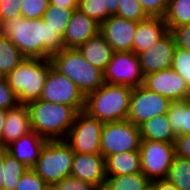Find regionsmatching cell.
<instances>
[{
	"label": "cell",
	"mask_w": 190,
	"mask_h": 190,
	"mask_svg": "<svg viewBox=\"0 0 190 190\" xmlns=\"http://www.w3.org/2000/svg\"><path fill=\"white\" fill-rule=\"evenodd\" d=\"M0 34L7 36L26 58L50 59L65 48L63 37L42 18H9L0 23Z\"/></svg>",
	"instance_id": "1"
},
{
	"label": "cell",
	"mask_w": 190,
	"mask_h": 190,
	"mask_svg": "<svg viewBox=\"0 0 190 190\" xmlns=\"http://www.w3.org/2000/svg\"><path fill=\"white\" fill-rule=\"evenodd\" d=\"M26 106L32 130L46 140H65L78 114L73 107L41 99Z\"/></svg>",
	"instance_id": "2"
},
{
	"label": "cell",
	"mask_w": 190,
	"mask_h": 190,
	"mask_svg": "<svg viewBox=\"0 0 190 190\" xmlns=\"http://www.w3.org/2000/svg\"><path fill=\"white\" fill-rule=\"evenodd\" d=\"M132 88L104 83L85 98V109L91 117L103 123L127 120Z\"/></svg>",
	"instance_id": "3"
},
{
	"label": "cell",
	"mask_w": 190,
	"mask_h": 190,
	"mask_svg": "<svg viewBox=\"0 0 190 190\" xmlns=\"http://www.w3.org/2000/svg\"><path fill=\"white\" fill-rule=\"evenodd\" d=\"M51 66V59L26 58L5 76L19 104L40 99Z\"/></svg>",
	"instance_id": "4"
},
{
	"label": "cell",
	"mask_w": 190,
	"mask_h": 190,
	"mask_svg": "<svg viewBox=\"0 0 190 190\" xmlns=\"http://www.w3.org/2000/svg\"><path fill=\"white\" fill-rule=\"evenodd\" d=\"M52 66L70 79L86 97L104 83V72L91 65L78 49L64 48L51 56Z\"/></svg>",
	"instance_id": "5"
},
{
	"label": "cell",
	"mask_w": 190,
	"mask_h": 190,
	"mask_svg": "<svg viewBox=\"0 0 190 190\" xmlns=\"http://www.w3.org/2000/svg\"><path fill=\"white\" fill-rule=\"evenodd\" d=\"M74 151L65 140H48L32 168L48 185L70 176Z\"/></svg>",
	"instance_id": "6"
},
{
	"label": "cell",
	"mask_w": 190,
	"mask_h": 190,
	"mask_svg": "<svg viewBox=\"0 0 190 190\" xmlns=\"http://www.w3.org/2000/svg\"><path fill=\"white\" fill-rule=\"evenodd\" d=\"M140 128L128 120L104 123L101 133V154L105 159L112 154L139 151Z\"/></svg>",
	"instance_id": "7"
},
{
	"label": "cell",
	"mask_w": 190,
	"mask_h": 190,
	"mask_svg": "<svg viewBox=\"0 0 190 190\" xmlns=\"http://www.w3.org/2000/svg\"><path fill=\"white\" fill-rule=\"evenodd\" d=\"M104 123L80 111L68 132L65 141L76 153H101V133Z\"/></svg>",
	"instance_id": "8"
},
{
	"label": "cell",
	"mask_w": 190,
	"mask_h": 190,
	"mask_svg": "<svg viewBox=\"0 0 190 190\" xmlns=\"http://www.w3.org/2000/svg\"><path fill=\"white\" fill-rule=\"evenodd\" d=\"M142 173L150 180L165 179L175 157L174 143L142 139L140 148Z\"/></svg>",
	"instance_id": "9"
},
{
	"label": "cell",
	"mask_w": 190,
	"mask_h": 190,
	"mask_svg": "<svg viewBox=\"0 0 190 190\" xmlns=\"http://www.w3.org/2000/svg\"><path fill=\"white\" fill-rule=\"evenodd\" d=\"M103 72L105 83L110 85L136 88L144 83L139 56L132 51L113 52Z\"/></svg>",
	"instance_id": "10"
},
{
	"label": "cell",
	"mask_w": 190,
	"mask_h": 190,
	"mask_svg": "<svg viewBox=\"0 0 190 190\" xmlns=\"http://www.w3.org/2000/svg\"><path fill=\"white\" fill-rule=\"evenodd\" d=\"M85 96L66 76L50 67L40 99L73 107L77 112L85 109Z\"/></svg>",
	"instance_id": "11"
},
{
	"label": "cell",
	"mask_w": 190,
	"mask_h": 190,
	"mask_svg": "<svg viewBox=\"0 0 190 190\" xmlns=\"http://www.w3.org/2000/svg\"><path fill=\"white\" fill-rule=\"evenodd\" d=\"M171 102L169 98L152 92L143 85L132 88L127 120L139 127L155 116L167 114Z\"/></svg>",
	"instance_id": "12"
},
{
	"label": "cell",
	"mask_w": 190,
	"mask_h": 190,
	"mask_svg": "<svg viewBox=\"0 0 190 190\" xmlns=\"http://www.w3.org/2000/svg\"><path fill=\"white\" fill-rule=\"evenodd\" d=\"M143 86L152 92L169 98L171 101L190 99V87L172 68L144 76Z\"/></svg>",
	"instance_id": "13"
},
{
	"label": "cell",
	"mask_w": 190,
	"mask_h": 190,
	"mask_svg": "<svg viewBox=\"0 0 190 190\" xmlns=\"http://www.w3.org/2000/svg\"><path fill=\"white\" fill-rule=\"evenodd\" d=\"M176 48L174 36L171 31H167L150 48L138 54L144 76L169 69L172 67L173 54Z\"/></svg>",
	"instance_id": "14"
},
{
	"label": "cell",
	"mask_w": 190,
	"mask_h": 190,
	"mask_svg": "<svg viewBox=\"0 0 190 190\" xmlns=\"http://www.w3.org/2000/svg\"><path fill=\"white\" fill-rule=\"evenodd\" d=\"M138 22L110 16L100 25V34L114 52H133V41Z\"/></svg>",
	"instance_id": "15"
},
{
	"label": "cell",
	"mask_w": 190,
	"mask_h": 190,
	"mask_svg": "<svg viewBox=\"0 0 190 190\" xmlns=\"http://www.w3.org/2000/svg\"><path fill=\"white\" fill-rule=\"evenodd\" d=\"M70 176L96 185L103 189L106 176L105 157L101 153H76L72 163Z\"/></svg>",
	"instance_id": "16"
},
{
	"label": "cell",
	"mask_w": 190,
	"mask_h": 190,
	"mask_svg": "<svg viewBox=\"0 0 190 190\" xmlns=\"http://www.w3.org/2000/svg\"><path fill=\"white\" fill-rule=\"evenodd\" d=\"M100 33V24L92 20L80 9H75L63 36L65 48L77 49L90 38Z\"/></svg>",
	"instance_id": "17"
},
{
	"label": "cell",
	"mask_w": 190,
	"mask_h": 190,
	"mask_svg": "<svg viewBox=\"0 0 190 190\" xmlns=\"http://www.w3.org/2000/svg\"><path fill=\"white\" fill-rule=\"evenodd\" d=\"M32 131L30 114L26 105L18 104L16 107L8 109L0 139V148L4 149L13 141Z\"/></svg>",
	"instance_id": "18"
},
{
	"label": "cell",
	"mask_w": 190,
	"mask_h": 190,
	"mask_svg": "<svg viewBox=\"0 0 190 190\" xmlns=\"http://www.w3.org/2000/svg\"><path fill=\"white\" fill-rule=\"evenodd\" d=\"M47 141L32 131L10 143L4 150L28 168H33Z\"/></svg>",
	"instance_id": "19"
},
{
	"label": "cell",
	"mask_w": 190,
	"mask_h": 190,
	"mask_svg": "<svg viewBox=\"0 0 190 190\" xmlns=\"http://www.w3.org/2000/svg\"><path fill=\"white\" fill-rule=\"evenodd\" d=\"M168 31L164 18L149 17L137 24L133 41V52L139 54L150 48Z\"/></svg>",
	"instance_id": "20"
},
{
	"label": "cell",
	"mask_w": 190,
	"mask_h": 190,
	"mask_svg": "<svg viewBox=\"0 0 190 190\" xmlns=\"http://www.w3.org/2000/svg\"><path fill=\"white\" fill-rule=\"evenodd\" d=\"M77 49L87 62L102 71L106 69L114 52L100 33L84 42Z\"/></svg>",
	"instance_id": "21"
},
{
	"label": "cell",
	"mask_w": 190,
	"mask_h": 190,
	"mask_svg": "<svg viewBox=\"0 0 190 190\" xmlns=\"http://www.w3.org/2000/svg\"><path fill=\"white\" fill-rule=\"evenodd\" d=\"M106 176L130 175L142 172L139 151L109 155L105 159Z\"/></svg>",
	"instance_id": "22"
},
{
	"label": "cell",
	"mask_w": 190,
	"mask_h": 190,
	"mask_svg": "<svg viewBox=\"0 0 190 190\" xmlns=\"http://www.w3.org/2000/svg\"><path fill=\"white\" fill-rule=\"evenodd\" d=\"M141 139L174 143L173 133L167 114L155 116L139 126Z\"/></svg>",
	"instance_id": "23"
},
{
	"label": "cell",
	"mask_w": 190,
	"mask_h": 190,
	"mask_svg": "<svg viewBox=\"0 0 190 190\" xmlns=\"http://www.w3.org/2000/svg\"><path fill=\"white\" fill-rule=\"evenodd\" d=\"M167 116L176 136L190 134V99L172 101Z\"/></svg>",
	"instance_id": "24"
},
{
	"label": "cell",
	"mask_w": 190,
	"mask_h": 190,
	"mask_svg": "<svg viewBox=\"0 0 190 190\" xmlns=\"http://www.w3.org/2000/svg\"><path fill=\"white\" fill-rule=\"evenodd\" d=\"M151 181L142 173L107 176L102 190H148Z\"/></svg>",
	"instance_id": "25"
},
{
	"label": "cell",
	"mask_w": 190,
	"mask_h": 190,
	"mask_svg": "<svg viewBox=\"0 0 190 190\" xmlns=\"http://www.w3.org/2000/svg\"><path fill=\"white\" fill-rule=\"evenodd\" d=\"M25 59L26 57L12 41L0 34V77H5L12 72Z\"/></svg>",
	"instance_id": "26"
},
{
	"label": "cell",
	"mask_w": 190,
	"mask_h": 190,
	"mask_svg": "<svg viewBox=\"0 0 190 190\" xmlns=\"http://www.w3.org/2000/svg\"><path fill=\"white\" fill-rule=\"evenodd\" d=\"M164 20L169 31L190 24V0H169Z\"/></svg>",
	"instance_id": "27"
},
{
	"label": "cell",
	"mask_w": 190,
	"mask_h": 190,
	"mask_svg": "<svg viewBox=\"0 0 190 190\" xmlns=\"http://www.w3.org/2000/svg\"><path fill=\"white\" fill-rule=\"evenodd\" d=\"M74 10L49 4L42 19L47 26L63 37Z\"/></svg>",
	"instance_id": "28"
},
{
	"label": "cell",
	"mask_w": 190,
	"mask_h": 190,
	"mask_svg": "<svg viewBox=\"0 0 190 190\" xmlns=\"http://www.w3.org/2000/svg\"><path fill=\"white\" fill-rule=\"evenodd\" d=\"M166 179L179 190H190V159L175 155Z\"/></svg>",
	"instance_id": "29"
},
{
	"label": "cell",
	"mask_w": 190,
	"mask_h": 190,
	"mask_svg": "<svg viewBox=\"0 0 190 190\" xmlns=\"http://www.w3.org/2000/svg\"><path fill=\"white\" fill-rule=\"evenodd\" d=\"M28 169L22 162L4 150V185L3 190H16L21 176Z\"/></svg>",
	"instance_id": "30"
},
{
	"label": "cell",
	"mask_w": 190,
	"mask_h": 190,
	"mask_svg": "<svg viewBox=\"0 0 190 190\" xmlns=\"http://www.w3.org/2000/svg\"><path fill=\"white\" fill-rule=\"evenodd\" d=\"M78 9L100 25L108 19L105 0H79Z\"/></svg>",
	"instance_id": "31"
},
{
	"label": "cell",
	"mask_w": 190,
	"mask_h": 190,
	"mask_svg": "<svg viewBox=\"0 0 190 190\" xmlns=\"http://www.w3.org/2000/svg\"><path fill=\"white\" fill-rule=\"evenodd\" d=\"M116 16L136 22L149 18L138 0H119Z\"/></svg>",
	"instance_id": "32"
},
{
	"label": "cell",
	"mask_w": 190,
	"mask_h": 190,
	"mask_svg": "<svg viewBox=\"0 0 190 190\" xmlns=\"http://www.w3.org/2000/svg\"><path fill=\"white\" fill-rule=\"evenodd\" d=\"M190 87V51L176 47L171 67Z\"/></svg>",
	"instance_id": "33"
},
{
	"label": "cell",
	"mask_w": 190,
	"mask_h": 190,
	"mask_svg": "<svg viewBox=\"0 0 190 190\" xmlns=\"http://www.w3.org/2000/svg\"><path fill=\"white\" fill-rule=\"evenodd\" d=\"M49 5V0H21V16L26 19H38Z\"/></svg>",
	"instance_id": "34"
},
{
	"label": "cell",
	"mask_w": 190,
	"mask_h": 190,
	"mask_svg": "<svg viewBox=\"0 0 190 190\" xmlns=\"http://www.w3.org/2000/svg\"><path fill=\"white\" fill-rule=\"evenodd\" d=\"M48 185L42 178L32 169L28 168L21 176L16 190H46Z\"/></svg>",
	"instance_id": "35"
},
{
	"label": "cell",
	"mask_w": 190,
	"mask_h": 190,
	"mask_svg": "<svg viewBox=\"0 0 190 190\" xmlns=\"http://www.w3.org/2000/svg\"><path fill=\"white\" fill-rule=\"evenodd\" d=\"M54 190H100L96 185L68 176L52 185Z\"/></svg>",
	"instance_id": "36"
},
{
	"label": "cell",
	"mask_w": 190,
	"mask_h": 190,
	"mask_svg": "<svg viewBox=\"0 0 190 190\" xmlns=\"http://www.w3.org/2000/svg\"><path fill=\"white\" fill-rule=\"evenodd\" d=\"M17 96L9 86L5 77H0V108L11 109L18 105Z\"/></svg>",
	"instance_id": "37"
},
{
	"label": "cell",
	"mask_w": 190,
	"mask_h": 190,
	"mask_svg": "<svg viewBox=\"0 0 190 190\" xmlns=\"http://www.w3.org/2000/svg\"><path fill=\"white\" fill-rule=\"evenodd\" d=\"M149 17L164 18L169 0H138Z\"/></svg>",
	"instance_id": "38"
},
{
	"label": "cell",
	"mask_w": 190,
	"mask_h": 190,
	"mask_svg": "<svg viewBox=\"0 0 190 190\" xmlns=\"http://www.w3.org/2000/svg\"><path fill=\"white\" fill-rule=\"evenodd\" d=\"M21 0H0V23L21 16Z\"/></svg>",
	"instance_id": "39"
},
{
	"label": "cell",
	"mask_w": 190,
	"mask_h": 190,
	"mask_svg": "<svg viewBox=\"0 0 190 190\" xmlns=\"http://www.w3.org/2000/svg\"><path fill=\"white\" fill-rule=\"evenodd\" d=\"M176 47L190 51V24L181 25L171 30Z\"/></svg>",
	"instance_id": "40"
},
{
	"label": "cell",
	"mask_w": 190,
	"mask_h": 190,
	"mask_svg": "<svg viewBox=\"0 0 190 190\" xmlns=\"http://www.w3.org/2000/svg\"><path fill=\"white\" fill-rule=\"evenodd\" d=\"M174 147L177 156L190 159V134L177 135Z\"/></svg>",
	"instance_id": "41"
},
{
	"label": "cell",
	"mask_w": 190,
	"mask_h": 190,
	"mask_svg": "<svg viewBox=\"0 0 190 190\" xmlns=\"http://www.w3.org/2000/svg\"><path fill=\"white\" fill-rule=\"evenodd\" d=\"M150 188L152 190H179L175 185L165 179H157L151 181Z\"/></svg>",
	"instance_id": "42"
},
{
	"label": "cell",
	"mask_w": 190,
	"mask_h": 190,
	"mask_svg": "<svg viewBox=\"0 0 190 190\" xmlns=\"http://www.w3.org/2000/svg\"><path fill=\"white\" fill-rule=\"evenodd\" d=\"M79 0H49V4L66 9H78Z\"/></svg>",
	"instance_id": "43"
},
{
	"label": "cell",
	"mask_w": 190,
	"mask_h": 190,
	"mask_svg": "<svg viewBox=\"0 0 190 190\" xmlns=\"http://www.w3.org/2000/svg\"><path fill=\"white\" fill-rule=\"evenodd\" d=\"M118 2L119 0H105V6L108 8V18L117 15Z\"/></svg>",
	"instance_id": "44"
},
{
	"label": "cell",
	"mask_w": 190,
	"mask_h": 190,
	"mask_svg": "<svg viewBox=\"0 0 190 190\" xmlns=\"http://www.w3.org/2000/svg\"><path fill=\"white\" fill-rule=\"evenodd\" d=\"M4 175V149H0V190H3Z\"/></svg>",
	"instance_id": "45"
},
{
	"label": "cell",
	"mask_w": 190,
	"mask_h": 190,
	"mask_svg": "<svg viewBox=\"0 0 190 190\" xmlns=\"http://www.w3.org/2000/svg\"><path fill=\"white\" fill-rule=\"evenodd\" d=\"M6 115H7V110L0 108V139L2 137V132H3V128H4V122H5Z\"/></svg>",
	"instance_id": "46"
},
{
	"label": "cell",
	"mask_w": 190,
	"mask_h": 190,
	"mask_svg": "<svg viewBox=\"0 0 190 190\" xmlns=\"http://www.w3.org/2000/svg\"><path fill=\"white\" fill-rule=\"evenodd\" d=\"M46 190H54V189L52 188V186H48Z\"/></svg>",
	"instance_id": "47"
}]
</instances>
